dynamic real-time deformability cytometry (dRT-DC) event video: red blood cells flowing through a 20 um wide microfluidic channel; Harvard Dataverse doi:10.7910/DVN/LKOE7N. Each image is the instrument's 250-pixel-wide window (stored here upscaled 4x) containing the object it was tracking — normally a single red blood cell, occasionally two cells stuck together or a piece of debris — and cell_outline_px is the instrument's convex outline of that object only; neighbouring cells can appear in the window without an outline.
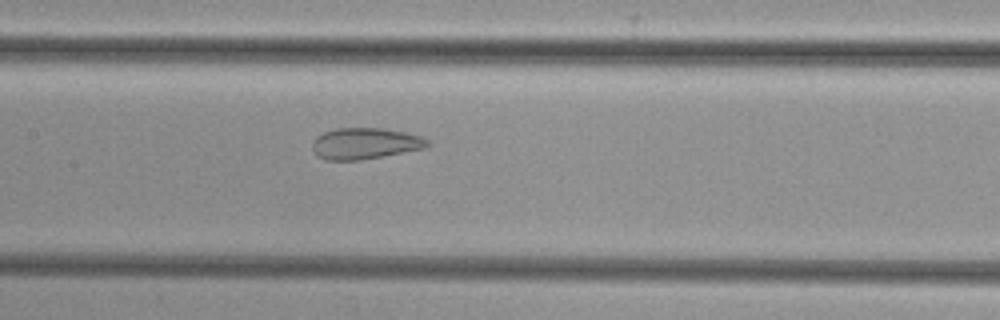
{"species": "common noctule bat (a hibernating species)", "species_latin": "Nyctalus noctula", "temperature_condition": "cold", "stored_images_in_passage": 42, "camera_frame_rate_fps": 3000, "um_per_image_px": 0.085, "animal": {"sex": "female", "body_mass_g": 29.2, "forearm_length_mm": 56.3}, "frame": {"image": 1, "passage_image": 21, "time_ms": 6.667, "image_size_px": [1000, 320], "cell_outline_px": [[432, 144], [424, 148], [360, 160], [324, 160], [316, 156], [312, 148], [312, 140], [316, 136], [324, 132], [336, 128], [384, 128], [404, 132], [420, 136], [428, 140]], "centroid_in_image_um": [30.98, 12.19], "position_along_channel_um": 176.4, "area_um2": 21.04}}
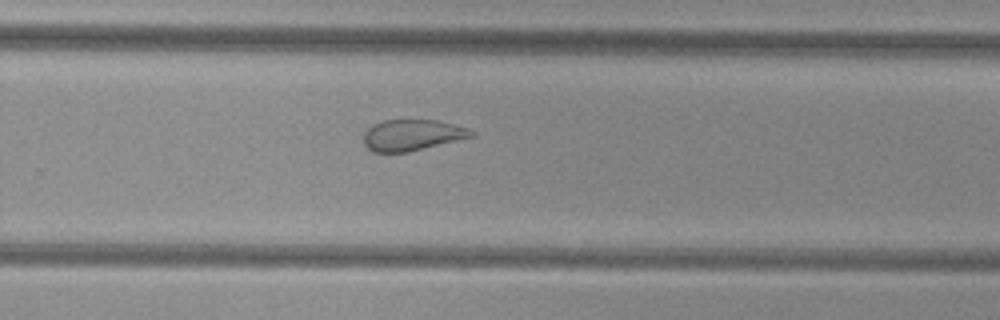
{"frame": {"image": 2, "passage_image": 30, "time_ms": 9.667, "image_size_px": [1000, 320], "cell_outline_px": [[476, 136], [408, 152], [372, 152], [364, 144], [364, 132], [372, 124], [384, 120], [436, 120], [468, 128], [476, 132]], "centroid_in_image_um": [35.04, 11.48], "position_along_channel_um": 294.8, "area_um2": 19.59}}
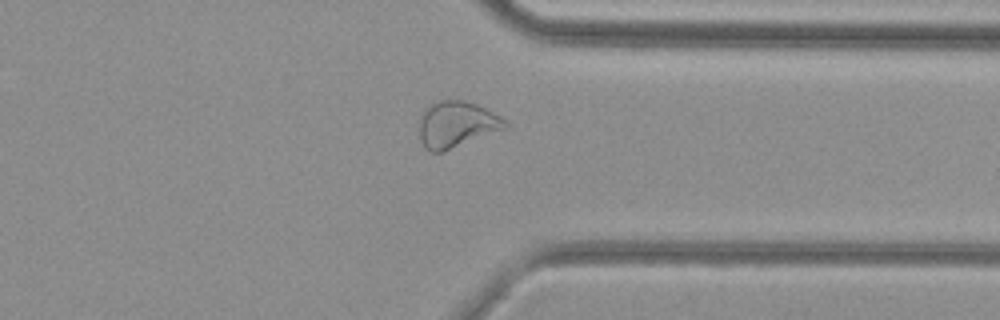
{"frame": {"image": 3, "passage_image": 36, "time_ms": 11.667, "image_size_px": [1000, 320], "cell_outline_px": [[508, 128], [444, 152], [432, 152], [424, 148], [420, 140], [420, 116], [436, 100], [464, 100], [476, 104], [500, 116], [508, 124]], "centroid_in_image_um": [38.82, 10.6], "position_along_channel_um": 372.6, "area_um2": 23.18}}